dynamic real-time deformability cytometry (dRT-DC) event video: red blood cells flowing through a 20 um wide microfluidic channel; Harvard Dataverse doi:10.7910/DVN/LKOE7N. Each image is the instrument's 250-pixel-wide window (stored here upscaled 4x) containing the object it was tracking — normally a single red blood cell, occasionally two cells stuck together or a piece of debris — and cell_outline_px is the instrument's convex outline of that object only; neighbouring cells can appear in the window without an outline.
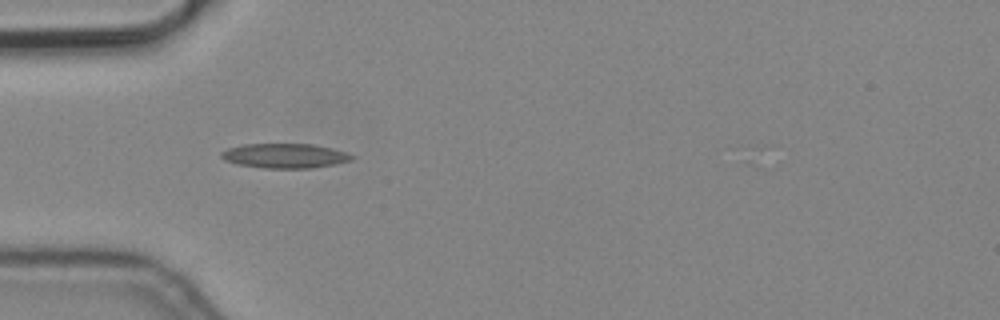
{"species": "common noctule bat (a hibernating species)", "species_latin": "Nyctalus noctula", "temperature_condition": "cold", "stored_images_in_passage": 5, "camera_frame_rate_fps": 3000, "um_per_image_px": 0.085, "animal": {"sex": "male", "body_mass_g": 19.2, "forearm_length_mm": 51.8}, "frame": {"image": 1, "passage_image": 2, "time_ms": 0.333, "image_size_px": [1000, 320], "cell_outline_px": [[356, 156], [352, 160], [336, 164], [312, 168], [264, 168], [236, 164], [224, 160], [220, 156], [220, 152], [228, 148], [244, 144], [312, 144], [332, 148], [348, 152]], "centroid_in_image_um": [24.23, 13.24], "position_along_channel_um": 60.8, "area_um2": 18.9}}
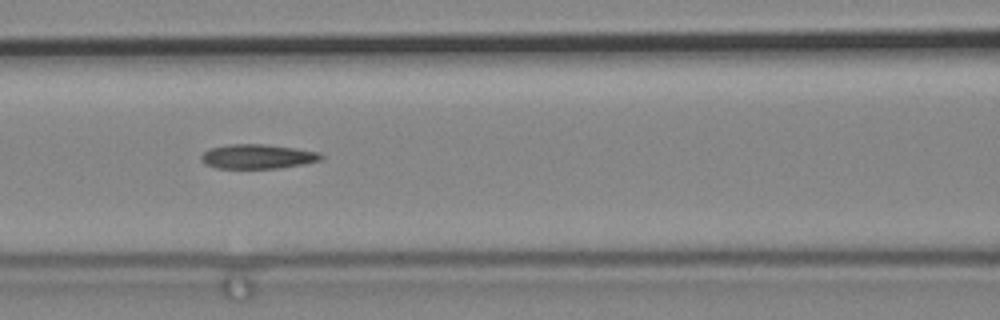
{"frame": {"image": 2, "passage_image": 4, "time_ms": 1.0, "image_size_px": [1000, 320], "cell_outline_px": [[324, 156], [320, 160], [304, 164], [276, 168], [216, 168], [204, 164], [200, 160], [200, 156], [208, 148], [228, 144], [264, 144], [296, 148], [320, 152]], "centroid_in_image_um": [21.86, 13.29], "position_along_channel_um": 144.7, "area_um2": 17.22}}
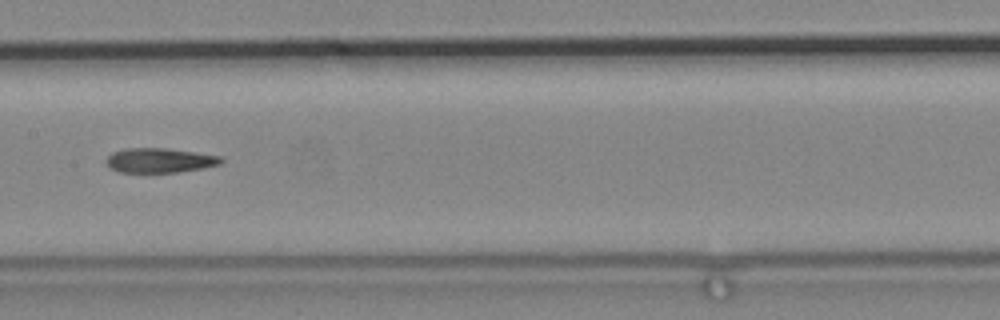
{"frame": {"image": 3, "passage_image": 5, "time_ms": 1.333, "image_size_px": [1000, 320], "cell_outline_px": [[224, 160], [220, 164], [204, 168], [180, 172], [120, 172], [112, 168], [108, 164], [108, 156], [112, 152], [124, 148], [164, 148], [220, 156]], "centroid_in_image_um": [13.59, 13.63], "position_along_channel_um": 193.8, "area_um2": 16.24}}